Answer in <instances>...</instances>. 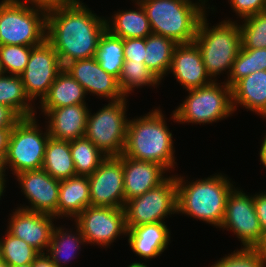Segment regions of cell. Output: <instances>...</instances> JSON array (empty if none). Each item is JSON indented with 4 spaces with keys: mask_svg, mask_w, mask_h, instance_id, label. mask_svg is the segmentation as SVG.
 Listing matches in <instances>:
<instances>
[{
    "mask_svg": "<svg viewBox=\"0 0 266 267\" xmlns=\"http://www.w3.org/2000/svg\"><path fill=\"white\" fill-rule=\"evenodd\" d=\"M84 3L47 12L46 40L64 67L69 62L95 57L101 36L107 30L101 18Z\"/></svg>",
    "mask_w": 266,
    "mask_h": 267,
    "instance_id": "obj_1",
    "label": "cell"
},
{
    "mask_svg": "<svg viewBox=\"0 0 266 267\" xmlns=\"http://www.w3.org/2000/svg\"><path fill=\"white\" fill-rule=\"evenodd\" d=\"M166 125L158 108L143 117L129 120L122 155L158 163L168 171L172 169L176 163L173 136Z\"/></svg>",
    "mask_w": 266,
    "mask_h": 267,
    "instance_id": "obj_2",
    "label": "cell"
},
{
    "mask_svg": "<svg viewBox=\"0 0 266 267\" xmlns=\"http://www.w3.org/2000/svg\"><path fill=\"white\" fill-rule=\"evenodd\" d=\"M183 178L176 177L177 213L220 228L225 215L226 200L234 185L221 173L188 184Z\"/></svg>",
    "mask_w": 266,
    "mask_h": 267,
    "instance_id": "obj_3",
    "label": "cell"
},
{
    "mask_svg": "<svg viewBox=\"0 0 266 267\" xmlns=\"http://www.w3.org/2000/svg\"><path fill=\"white\" fill-rule=\"evenodd\" d=\"M144 8L152 34L170 38L177 44L194 42L205 13L182 0H138Z\"/></svg>",
    "mask_w": 266,
    "mask_h": 267,
    "instance_id": "obj_4",
    "label": "cell"
},
{
    "mask_svg": "<svg viewBox=\"0 0 266 267\" xmlns=\"http://www.w3.org/2000/svg\"><path fill=\"white\" fill-rule=\"evenodd\" d=\"M236 21L224 20L209 28L206 14L201 18L194 43L199 47L202 61L210 78L217 81L228 69L230 74L234 60L241 49V30Z\"/></svg>",
    "mask_w": 266,
    "mask_h": 267,
    "instance_id": "obj_5",
    "label": "cell"
},
{
    "mask_svg": "<svg viewBox=\"0 0 266 267\" xmlns=\"http://www.w3.org/2000/svg\"><path fill=\"white\" fill-rule=\"evenodd\" d=\"M47 12L21 0L0 3V45L35 47L46 40Z\"/></svg>",
    "mask_w": 266,
    "mask_h": 267,
    "instance_id": "obj_6",
    "label": "cell"
},
{
    "mask_svg": "<svg viewBox=\"0 0 266 267\" xmlns=\"http://www.w3.org/2000/svg\"><path fill=\"white\" fill-rule=\"evenodd\" d=\"M219 85L213 81L209 85L190 89L187 96L177 109L172 119L180 123H213L233 114L232 88L223 82Z\"/></svg>",
    "mask_w": 266,
    "mask_h": 267,
    "instance_id": "obj_7",
    "label": "cell"
},
{
    "mask_svg": "<svg viewBox=\"0 0 266 267\" xmlns=\"http://www.w3.org/2000/svg\"><path fill=\"white\" fill-rule=\"evenodd\" d=\"M36 120L35 116L21 118L12 128L8 150L2 163L4 177L8 167L15 175L26 170L42 168L50 135L47 127L46 132L42 133Z\"/></svg>",
    "mask_w": 266,
    "mask_h": 267,
    "instance_id": "obj_8",
    "label": "cell"
},
{
    "mask_svg": "<svg viewBox=\"0 0 266 267\" xmlns=\"http://www.w3.org/2000/svg\"><path fill=\"white\" fill-rule=\"evenodd\" d=\"M127 99L111 101L94 115L88 113L85 135L106 156L123 153L127 126Z\"/></svg>",
    "mask_w": 266,
    "mask_h": 267,
    "instance_id": "obj_9",
    "label": "cell"
},
{
    "mask_svg": "<svg viewBox=\"0 0 266 267\" xmlns=\"http://www.w3.org/2000/svg\"><path fill=\"white\" fill-rule=\"evenodd\" d=\"M126 228L165 222L167 215L177 213L176 175L169 176L158 187L127 200L124 206Z\"/></svg>",
    "mask_w": 266,
    "mask_h": 267,
    "instance_id": "obj_10",
    "label": "cell"
},
{
    "mask_svg": "<svg viewBox=\"0 0 266 267\" xmlns=\"http://www.w3.org/2000/svg\"><path fill=\"white\" fill-rule=\"evenodd\" d=\"M220 228L234 232L244 248H257L263 240V233L255 210L254 196L234 187L227 197Z\"/></svg>",
    "mask_w": 266,
    "mask_h": 267,
    "instance_id": "obj_11",
    "label": "cell"
},
{
    "mask_svg": "<svg viewBox=\"0 0 266 267\" xmlns=\"http://www.w3.org/2000/svg\"><path fill=\"white\" fill-rule=\"evenodd\" d=\"M76 225L87 244L108 246L127 234L124 208L88 206L76 218Z\"/></svg>",
    "mask_w": 266,
    "mask_h": 267,
    "instance_id": "obj_12",
    "label": "cell"
},
{
    "mask_svg": "<svg viewBox=\"0 0 266 267\" xmlns=\"http://www.w3.org/2000/svg\"><path fill=\"white\" fill-rule=\"evenodd\" d=\"M63 69L57 52L47 40L33 47L26 69L20 74L28 98L32 101L39 97L41 102Z\"/></svg>",
    "mask_w": 266,
    "mask_h": 267,
    "instance_id": "obj_13",
    "label": "cell"
},
{
    "mask_svg": "<svg viewBox=\"0 0 266 267\" xmlns=\"http://www.w3.org/2000/svg\"><path fill=\"white\" fill-rule=\"evenodd\" d=\"M91 206L124 208V173L122 154L107 156L88 176Z\"/></svg>",
    "mask_w": 266,
    "mask_h": 267,
    "instance_id": "obj_14",
    "label": "cell"
},
{
    "mask_svg": "<svg viewBox=\"0 0 266 267\" xmlns=\"http://www.w3.org/2000/svg\"><path fill=\"white\" fill-rule=\"evenodd\" d=\"M30 206L18 207L32 212L53 215L57 218L60 181L50 176L43 168L26 170L15 175Z\"/></svg>",
    "mask_w": 266,
    "mask_h": 267,
    "instance_id": "obj_15",
    "label": "cell"
},
{
    "mask_svg": "<svg viewBox=\"0 0 266 267\" xmlns=\"http://www.w3.org/2000/svg\"><path fill=\"white\" fill-rule=\"evenodd\" d=\"M64 69L84 88L86 94L117 101L126 98L119 86L118 79L100 67L95 57L69 62Z\"/></svg>",
    "mask_w": 266,
    "mask_h": 267,
    "instance_id": "obj_16",
    "label": "cell"
},
{
    "mask_svg": "<svg viewBox=\"0 0 266 267\" xmlns=\"http://www.w3.org/2000/svg\"><path fill=\"white\" fill-rule=\"evenodd\" d=\"M50 214L32 212L17 208L11 219L7 230L11 235L24 240L31 247L35 248L40 254L48 249L51 234L54 228L53 219Z\"/></svg>",
    "mask_w": 266,
    "mask_h": 267,
    "instance_id": "obj_17",
    "label": "cell"
},
{
    "mask_svg": "<svg viewBox=\"0 0 266 267\" xmlns=\"http://www.w3.org/2000/svg\"><path fill=\"white\" fill-rule=\"evenodd\" d=\"M170 71L186 90L203 87L214 81L207 74L199 47L194 42L176 46Z\"/></svg>",
    "mask_w": 266,
    "mask_h": 267,
    "instance_id": "obj_18",
    "label": "cell"
},
{
    "mask_svg": "<svg viewBox=\"0 0 266 267\" xmlns=\"http://www.w3.org/2000/svg\"><path fill=\"white\" fill-rule=\"evenodd\" d=\"M125 202L158 187L167 178L162 165L122 155Z\"/></svg>",
    "mask_w": 266,
    "mask_h": 267,
    "instance_id": "obj_19",
    "label": "cell"
},
{
    "mask_svg": "<svg viewBox=\"0 0 266 267\" xmlns=\"http://www.w3.org/2000/svg\"><path fill=\"white\" fill-rule=\"evenodd\" d=\"M89 112L86 104L58 107L44 112L50 119L46 125L50 137L65 141L84 137Z\"/></svg>",
    "mask_w": 266,
    "mask_h": 267,
    "instance_id": "obj_20",
    "label": "cell"
},
{
    "mask_svg": "<svg viewBox=\"0 0 266 267\" xmlns=\"http://www.w3.org/2000/svg\"><path fill=\"white\" fill-rule=\"evenodd\" d=\"M126 235L132 251L145 260L162 254L170 241V230L165 222L131 227Z\"/></svg>",
    "mask_w": 266,
    "mask_h": 267,
    "instance_id": "obj_21",
    "label": "cell"
},
{
    "mask_svg": "<svg viewBox=\"0 0 266 267\" xmlns=\"http://www.w3.org/2000/svg\"><path fill=\"white\" fill-rule=\"evenodd\" d=\"M91 205L88 176L76 175L61 180L58 195L57 217L74 219Z\"/></svg>",
    "mask_w": 266,
    "mask_h": 267,
    "instance_id": "obj_22",
    "label": "cell"
},
{
    "mask_svg": "<svg viewBox=\"0 0 266 267\" xmlns=\"http://www.w3.org/2000/svg\"><path fill=\"white\" fill-rule=\"evenodd\" d=\"M232 105H237L266 117V70L256 71L240 79L232 87Z\"/></svg>",
    "mask_w": 266,
    "mask_h": 267,
    "instance_id": "obj_23",
    "label": "cell"
},
{
    "mask_svg": "<svg viewBox=\"0 0 266 267\" xmlns=\"http://www.w3.org/2000/svg\"><path fill=\"white\" fill-rule=\"evenodd\" d=\"M85 96L84 88L63 69L39 103L42 112H49L53 108L86 104Z\"/></svg>",
    "mask_w": 266,
    "mask_h": 267,
    "instance_id": "obj_24",
    "label": "cell"
},
{
    "mask_svg": "<svg viewBox=\"0 0 266 267\" xmlns=\"http://www.w3.org/2000/svg\"><path fill=\"white\" fill-rule=\"evenodd\" d=\"M138 10L118 11L112 15V22L106 21L107 30L114 36L127 38H146L152 34L147 14L138 0ZM111 22V23H110Z\"/></svg>",
    "mask_w": 266,
    "mask_h": 267,
    "instance_id": "obj_25",
    "label": "cell"
},
{
    "mask_svg": "<svg viewBox=\"0 0 266 267\" xmlns=\"http://www.w3.org/2000/svg\"><path fill=\"white\" fill-rule=\"evenodd\" d=\"M42 168L59 181L76 176L70 141L49 137Z\"/></svg>",
    "mask_w": 266,
    "mask_h": 267,
    "instance_id": "obj_26",
    "label": "cell"
},
{
    "mask_svg": "<svg viewBox=\"0 0 266 267\" xmlns=\"http://www.w3.org/2000/svg\"><path fill=\"white\" fill-rule=\"evenodd\" d=\"M178 44L170 38L150 34L146 37L145 66L161 81L168 74Z\"/></svg>",
    "mask_w": 266,
    "mask_h": 267,
    "instance_id": "obj_27",
    "label": "cell"
},
{
    "mask_svg": "<svg viewBox=\"0 0 266 267\" xmlns=\"http://www.w3.org/2000/svg\"><path fill=\"white\" fill-rule=\"evenodd\" d=\"M31 102L20 75L0 76V104L8 106L20 118H29L36 112Z\"/></svg>",
    "mask_w": 266,
    "mask_h": 267,
    "instance_id": "obj_28",
    "label": "cell"
},
{
    "mask_svg": "<svg viewBox=\"0 0 266 267\" xmlns=\"http://www.w3.org/2000/svg\"><path fill=\"white\" fill-rule=\"evenodd\" d=\"M76 233L72 234L71 231L62 227L53 228L50 244L46 250V255L51 259V262L55 267H63V263L66 265L72 258H74L80 245L86 244L85 239L81 233V230L76 225ZM62 263V264H61ZM64 267H67L64 266Z\"/></svg>",
    "mask_w": 266,
    "mask_h": 267,
    "instance_id": "obj_29",
    "label": "cell"
},
{
    "mask_svg": "<svg viewBox=\"0 0 266 267\" xmlns=\"http://www.w3.org/2000/svg\"><path fill=\"white\" fill-rule=\"evenodd\" d=\"M95 59L108 74L119 79L124 64L123 39L106 30L99 40Z\"/></svg>",
    "mask_w": 266,
    "mask_h": 267,
    "instance_id": "obj_30",
    "label": "cell"
},
{
    "mask_svg": "<svg viewBox=\"0 0 266 267\" xmlns=\"http://www.w3.org/2000/svg\"><path fill=\"white\" fill-rule=\"evenodd\" d=\"M76 175L90 176L107 157L86 137L70 141Z\"/></svg>",
    "mask_w": 266,
    "mask_h": 267,
    "instance_id": "obj_31",
    "label": "cell"
},
{
    "mask_svg": "<svg viewBox=\"0 0 266 267\" xmlns=\"http://www.w3.org/2000/svg\"><path fill=\"white\" fill-rule=\"evenodd\" d=\"M260 70H266V48H241L234 60L230 74H227L229 76L226 83L232 88L240 79Z\"/></svg>",
    "mask_w": 266,
    "mask_h": 267,
    "instance_id": "obj_32",
    "label": "cell"
},
{
    "mask_svg": "<svg viewBox=\"0 0 266 267\" xmlns=\"http://www.w3.org/2000/svg\"><path fill=\"white\" fill-rule=\"evenodd\" d=\"M0 239L1 261L6 266L33 263L40 253L24 240L11 235L8 231Z\"/></svg>",
    "mask_w": 266,
    "mask_h": 267,
    "instance_id": "obj_33",
    "label": "cell"
},
{
    "mask_svg": "<svg viewBox=\"0 0 266 267\" xmlns=\"http://www.w3.org/2000/svg\"><path fill=\"white\" fill-rule=\"evenodd\" d=\"M120 89L124 96L136 87L159 85L160 80L144 64V62H133V60H124L121 75L118 79Z\"/></svg>",
    "mask_w": 266,
    "mask_h": 267,
    "instance_id": "obj_34",
    "label": "cell"
},
{
    "mask_svg": "<svg viewBox=\"0 0 266 267\" xmlns=\"http://www.w3.org/2000/svg\"><path fill=\"white\" fill-rule=\"evenodd\" d=\"M241 30V48L262 49L266 48V12L243 18Z\"/></svg>",
    "mask_w": 266,
    "mask_h": 267,
    "instance_id": "obj_35",
    "label": "cell"
},
{
    "mask_svg": "<svg viewBox=\"0 0 266 267\" xmlns=\"http://www.w3.org/2000/svg\"><path fill=\"white\" fill-rule=\"evenodd\" d=\"M32 48L23 45H0V62L4 73L20 75L26 69Z\"/></svg>",
    "mask_w": 266,
    "mask_h": 267,
    "instance_id": "obj_36",
    "label": "cell"
},
{
    "mask_svg": "<svg viewBox=\"0 0 266 267\" xmlns=\"http://www.w3.org/2000/svg\"><path fill=\"white\" fill-rule=\"evenodd\" d=\"M211 267H266L257 248H242L221 258Z\"/></svg>",
    "mask_w": 266,
    "mask_h": 267,
    "instance_id": "obj_37",
    "label": "cell"
},
{
    "mask_svg": "<svg viewBox=\"0 0 266 267\" xmlns=\"http://www.w3.org/2000/svg\"><path fill=\"white\" fill-rule=\"evenodd\" d=\"M229 2L233 11L241 19L264 12L266 5V0H230Z\"/></svg>",
    "mask_w": 266,
    "mask_h": 267,
    "instance_id": "obj_38",
    "label": "cell"
},
{
    "mask_svg": "<svg viewBox=\"0 0 266 267\" xmlns=\"http://www.w3.org/2000/svg\"><path fill=\"white\" fill-rule=\"evenodd\" d=\"M146 38L123 39L124 60L144 62Z\"/></svg>",
    "mask_w": 266,
    "mask_h": 267,
    "instance_id": "obj_39",
    "label": "cell"
},
{
    "mask_svg": "<svg viewBox=\"0 0 266 267\" xmlns=\"http://www.w3.org/2000/svg\"><path fill=\"white\" fill-rule=\"evenodd\" d=\"M26 4H31L34 8H39L41 10H44L46 12H49L51 10L71 6L74 4H77L81 2L80 0H25L21 1ZM29 2V3H28Z\"/></svg>",
    "mask_w": 266,
    "mask_h": 267,
    "instance_id": "obj_40",
    "label": "cell"
},
{
    "mask_svg": "<svg viewBox=\"0 0 266 267\" xmlns=\"http://www.w3.org/2000/svg\"><path fill=\"white\" fill-rule=\"evenodd\" d=\"M254 205L256 214L259 219V224L263 233L266 235V192L254 195Z\"/></svg>",
    "mask_w": 266,
    "mask_h": 267,
    "instance_id": "obj_41",
    "label": "cell"
},
{
    "mask_svg": "<svg viewBox=\"0 0 266 267\" xmlns=\"http://www.w3.org/2000/svg\"><path fill=\"white\" fill-rule=\"evenodd\" d=\"M20 119L12 109L0 104V128H13Z\"/></svg>",
    "mask_w": 266,
    "mask_h": 267,
    "instance_id": "obj_42",
    "label": "cell"
},
{
    "mask_svg": "<svg viewBox=\"0 0 266 267\" xmlns=\"http://www.w3.org/2000/svg\"><path fill=\"white\" fill-rule=\"evenodd\" d=\"M12 128H0V164L2 165L7 150H8V141Z\"/></svg>",
    "mask_w": 266,
    "mask_h": 267,
    "instance_id": "obj_43",
    "label": "cell"
},
{
    "mask_svg": "<svg viewBox=\"0 0 266 267\" xmlns=\"http://www.w3.org/2000/svg\"><path fill=\"white\" fill-rule=\"evenodd\" d=\"M32 267H55V265L51 262V259L43 253L32 263Z\"/></svg>",
    "mask_w": 266,
    "mask_h": 267,
    "instance_id": "obj_44",
    "label": "cell"
},
{
    "mask_svg": "<svg viewBox=\"0 0 266 267\" xmlns=\"http://www.w3.org/2000/svg\"><path fill=\"white\" fill-rule=\"evenodd\" d=\"M259 154H260L261 163L264 165V167H266V135H265L264 140L262 142Z\"/></svg>",
    "mask_w": 266,
    "mask_h": 267,
    "instance_id": "obj_45",
    "label": "cell"
},
{
    "mask_svg": "<svg viewBox=\"0 0 266 267\" xmlns=\"http://www.w3.org/2000/svg\"><path fill=\"white\" fill-rule=\"evenodd\" d=\"M261 254V258L264 260L265 265H266V235L263 236V240L261 244L257 247Z\"/></svg>",
    "mask_w": 266,
    "mask_h": 267,
    "instance_id": "obj_46",
    "label": "cell"
},
{
    "mask_svg": "<svg viewBox=\"0 0 266 267\" xmlns=\"http://www.w3.org/2000/svg\"><path fill=\"white\" fill-rule=\"evenodd\" d=\"M182 1L195 5L196 7L200 8L206 14V10H204L205 8L204 6H205V1L207 0H199L198 3H194L191 0H182ZM200 1H201V4H200Z\"/></svg>",
    "mask_w": 266,
    "mask_h": 267,
    "instance_id": "obj_47",
    "label": "cell"
},
{
    "mask_svg": "<svg viewBox=\"0 0 266 267\" xmlns=\"http://www.w3.org/2000/svg\"><path fill=\"white\" fill-rule=\"evenodd\" d=\"M128 267H147V265L141 262H133L130 265H128Z\"/></svg>",
    "mask_w": 266,
    "mask_h": 267,
    "instance_id": "obj_48",
    "label": "cell"
},
{
    "mask_svg": "<svg viewBox=\"0 0 266 267\" xmlns=\"http://www.w3.org/2000/svg\"><path fill=\"white\" fill-rule=\"evenodd\" d=\"M6 178L4 177L3 171H2V165L0 164V183H5Z\"/></svg>",
    "mask_w": 266,
    "mask_h": 267,
    "instance_id": "obj_49",
    "label": "cell"
},
{
    "mask_svg": "<svg viewBox=\"0 0 266 267\" xmlns=\"http://www.w3.org/2000/svg\"><path fill=\"white\" fill-rule=\"evenodd\" d=\"M7 267H32V263L22 264V265H14V266H7Z\"/></svg>",
    "mask_w": 266,
    "mask_h": 267,
    "instance_id": "obj_50",
    "label": "cell"
},
{
    "mask_svg": "<svg viewBox=\"0 0 266 267\" xmlns=\"http://www.w3.org/2000/svg\"><path fill=\"white\" fill-rule=\"evenodd\" d=\"M5 183H0V199H1V196L3 195V191L5 189Z\"/></svg>",
    "mask_w": 266,
    "mask_h": 267,
    "instance_id": "obj_51",
    "label": "cell"
},
{
    "mask_svg": "<svg viewBox=\"0 0 266 267\" xmlns=\"http://www.w3.org/2000/svg\"><path fill=\"white\" fill-rule=\"evenodd\" d=\"M5 73H4V70L2 68V64L0 62V76H3Z\"/></svg>",
    "mask_w": 266,
    "mask_h": 267,
    "instance_id": "obj_52",
    "label": "cell"
},
{
    "mask_svg": "<svg viewBox=\"0 0 266 267\" xmlns=\"http://www.w3.org/2000/svg\"><path fill=\"white\" fill-rule=\"evenodd\" d=\"M0 267H7V266L3 262H1Z\"/></svg>",
    "mask_w": 266,
    "mask_h": 267,
    "instance_id": "obj_53",
    "label": "cell"
}]
</instances>
